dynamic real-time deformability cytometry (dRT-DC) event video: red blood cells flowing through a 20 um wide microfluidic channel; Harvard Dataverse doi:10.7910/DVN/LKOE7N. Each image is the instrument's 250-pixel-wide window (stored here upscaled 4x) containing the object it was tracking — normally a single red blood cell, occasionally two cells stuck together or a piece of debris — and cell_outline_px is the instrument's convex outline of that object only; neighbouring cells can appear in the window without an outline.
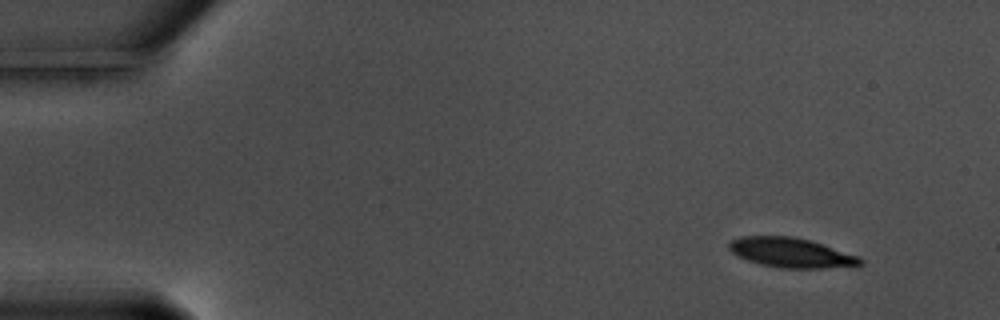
{"species": "common noctule bat (a hibernating species)", "species_latin": "Nyctalus noctula", "temperature_condition": "warm", "stored_images_in_passage": 34, "camera_frame_rate_fps": 3000, "um_per_image_px": 0.085, "animal": {"sex": "male", "body_mass_g": 17.5, "forearm_length_mm": 52.3}, "frame": {"image": 1, "passage_image": 1, "time_ms": 0.0, "image_size_px": [1000, 320], "cell_outline_px": [[864, 264], [820, 268], [780, 268], [760, 264], [736, 256], [728, 248], [728, 244], [732, 240], [740, 236], [792, 236], [808, 240], [860, 256], [864, 260]], "centroid_in_image_um": [67.21, 21.47], "position_along_channel_um": 17.8, "area_um2": 22.54}}
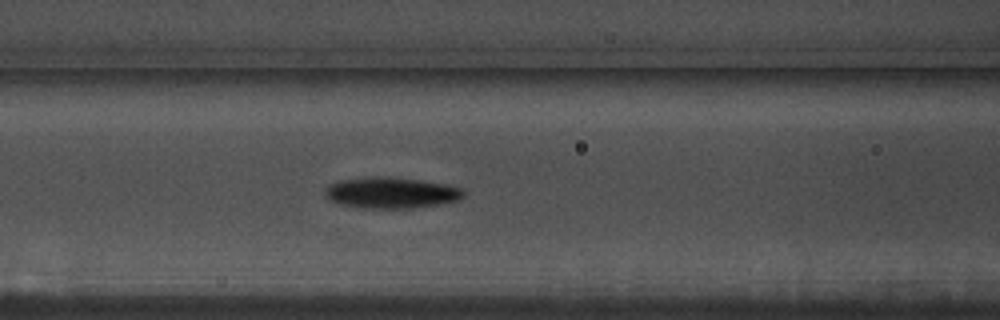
{"frame": {"image": 2, "passage_image": 20, "time_ms": 6.333, "image_size_px": [1000, 320], "cell_outline_px": [[468, 192], [460, 200], [440, 204], [412, 208], [360, 208], [340, 204], [332, 200], [324, 192], [332, 184], [340, 180], [376, 176], [420, 180], [444, 184], [464, 188]], "centroid_in_image_um": [33.34, 16.39], "position_along_channel_um": 133.3, "area_um2": 24.91}}
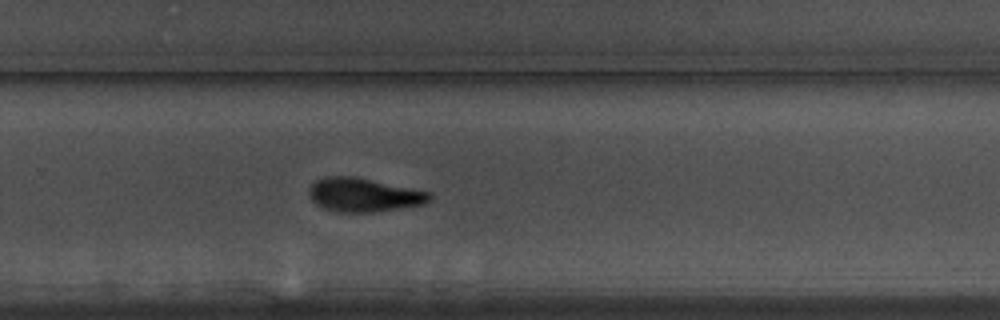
{"frame": {"image": 3, "passage_image": 34, "time_ms": 11.0, "image_size_px": [1000, 320], "cell_outline_px": [[432, 200], [424, 204], [376, 212], [340, 212], [324, 208], [316, 204], [312, 200], [308, 192], [312, 184], [316, 180], [324, 176], [356, 176], [432, 192]], "centroid_in_image_um": [30.95, 16.55], "position_along_channel_um": 298.8, "area_um2": 23.93}}